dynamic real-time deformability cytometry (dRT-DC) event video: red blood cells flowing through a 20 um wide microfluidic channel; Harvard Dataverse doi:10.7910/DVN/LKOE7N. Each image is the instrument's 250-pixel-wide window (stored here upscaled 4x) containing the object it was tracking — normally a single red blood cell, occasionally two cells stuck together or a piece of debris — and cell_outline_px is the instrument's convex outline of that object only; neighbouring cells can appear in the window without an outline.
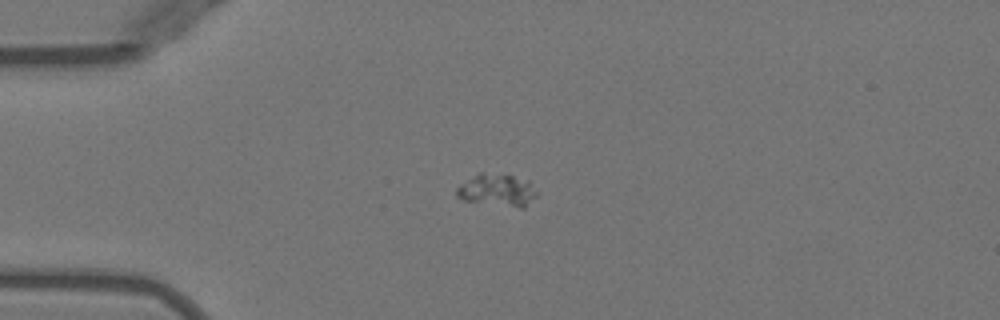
{"species": "Egyptian fruit bat (a non-hibernating species)", "species_latin": "Rousettus aegyptiacus", "temperature_condition": "warm", "stored_images_in_passage": 40, "camera_frame_rate_fps": 3000, "um_per_image_px": 0.085, "animal": {"sex": "female"}, "frame": {"image": 1, "passage_image": 1, "time_ms": 0.0, "image_size_px": [1000, 320], "cell_outline_px": [[540, 192], [524, 208], [520, 208], [464, 200], [456, 196], [456, 188], [460, 184], [480, 172], [484, 172], [512, 176], [528, 180]], "centroid_in_image_um": [42.3, 16.16], "position_along_channel_um": 42.7, "area_um2": 15.14}}
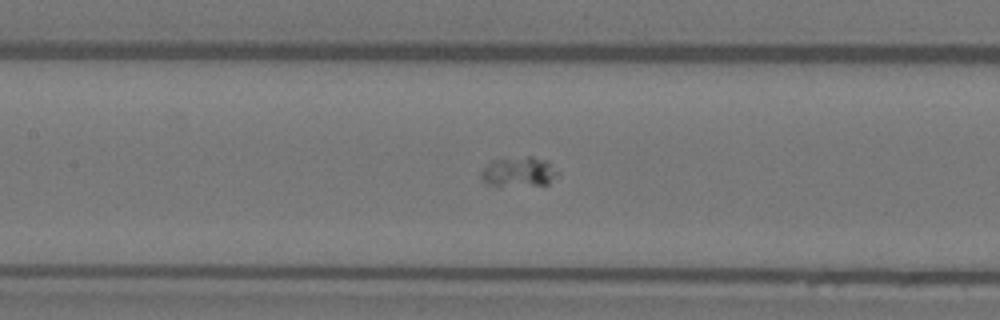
{"frame": {"image": 2, "passage_image": 12, "time_ms": 3.667, "image_size_px": [1000, 320], "cell_outline_px": [[560, 172], [548, 184], [488, 184], [480, 180], [480, 172], [492, 160], [528, 156], [532, 156], [548, 160]], "centroid_in_image_um": [44.13, 14.56], "position_along_channel_um": 163.3, "area_um2": 13.06}}
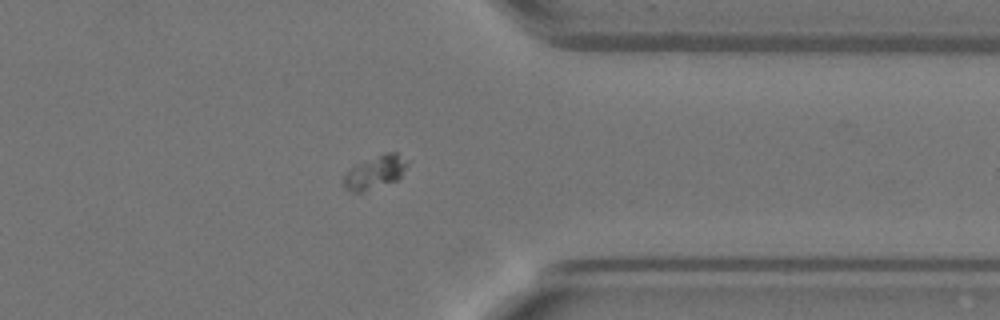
{"frame": {"image": 3, "passage_image": 29, "time_ms": 9.333, "image_size_px": [1000, 320], "cell_outline_px": [[408, 164], [400, 176], [396, 180], [364, 192], [352, 192], [344, 188], [344, 176], [352, 168], [384, 152], [396, 152], [408, 160]], "centroid_in_image_um": [31.91, 14.65], "position_along_channel_um": 379.5, "area_um2": 11.96}}